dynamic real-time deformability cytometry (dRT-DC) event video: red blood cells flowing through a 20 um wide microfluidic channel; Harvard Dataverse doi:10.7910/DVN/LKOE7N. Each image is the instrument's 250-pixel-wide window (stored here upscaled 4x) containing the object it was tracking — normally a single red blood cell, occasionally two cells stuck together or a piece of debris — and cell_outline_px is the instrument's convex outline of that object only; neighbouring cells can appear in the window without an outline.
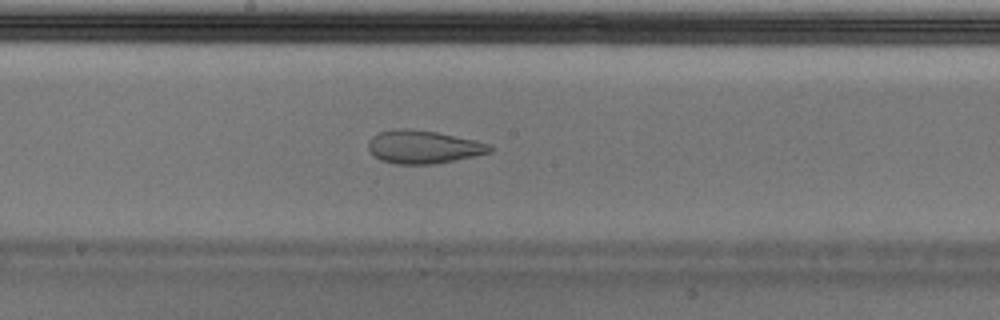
{"species": "Egyptian fruit bat (a non-hibernating species)", "species_latin": "Rousettus aegyptiacus", "temperature_condition": "cold", "stored_images_in_passage": 44, "camera_frame_rate_fps": 3000, "um_per_image_px": 0.085, "animal": {"sex": "male"}, "frame": {"image": 1, "passage_image": 19, "time_ms": 6.0, "image_size_px": [1000, 320], "cell_outline_px": [[496, 148], [492, 152], [456, 160], [432, 164], [396, 164], [380, 160], [368, 148], [368, 140], [372, 136], [380, 132], [396, 128], [408, 128], [436, 132], [476, 140], [492, 144]], "centroid_in_image_um": [36.03, 12.48], "position_along_channel_um": 212.2, "area_um2": 23.64}}
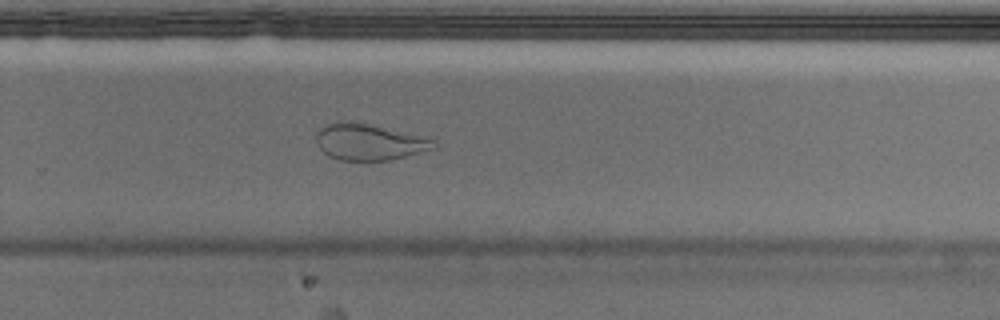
{"frame": {"image": 2, "passage_image": 26, "time_ms": 8.333, "image_size_px": [1000, 320], "cell_outline_px": [[436, 148], [392, 160], [340, 160], [328, 156], [316, 144], [316, 132], [320, 128], [328, 124], [340, 120], [368, 124], [436, 136]], "centroid_in_image_um": [31.49, 12.05], "position_along_channel_um": 298.3, "area_um2": 25.61}, "authors_computed_cell_mechanics": {"area_um2": 27.1949, "velocity_mm_per_s": 3.7151, "shape_relaxation_time_tau1_ms": null, "shape_relaxation_time_tau2_ms": 1.2495, "deformation_change_tau1": null, "deformation_change_tau2": 0.0751}}